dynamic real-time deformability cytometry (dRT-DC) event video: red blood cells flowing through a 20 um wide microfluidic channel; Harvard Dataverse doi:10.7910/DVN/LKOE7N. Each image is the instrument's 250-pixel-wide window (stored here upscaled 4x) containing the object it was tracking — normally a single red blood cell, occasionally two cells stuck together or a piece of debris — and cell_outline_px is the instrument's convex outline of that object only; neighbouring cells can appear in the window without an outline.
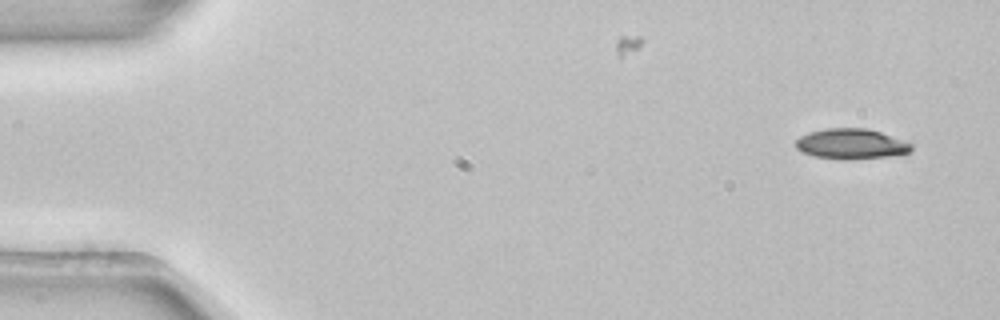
{"species": "common noctule bat (a hibernating species)", "species_latin": "Nyctalus noctula", "temperature_condition": "room temperature", "stored_images_in_passage": 4, "camera_frame_rate_fps": 3000, "um_per_image_px": 0.085, "animal": {"sex": "female", "body_mass_g": 22.7, "forearm_length_mm": 54.2}, "frame": {"image": 1, "passage_image": 1, "time_ms": 0.0, "image_size_px": [1000, 320], "cell_outline_px": [[912, 148], [908, 152], [896, 156], [852, 160], [840, 160], [812, 156], [796, 148], [796, 140], [800, 136], [808, 132], [824, 128], [868, 128], [904, 140], [912, 144]], "centroid_in_image_um": [72.35, 12.24], "position_along_channel_um": 12.6, "area_um2": 20.81}}
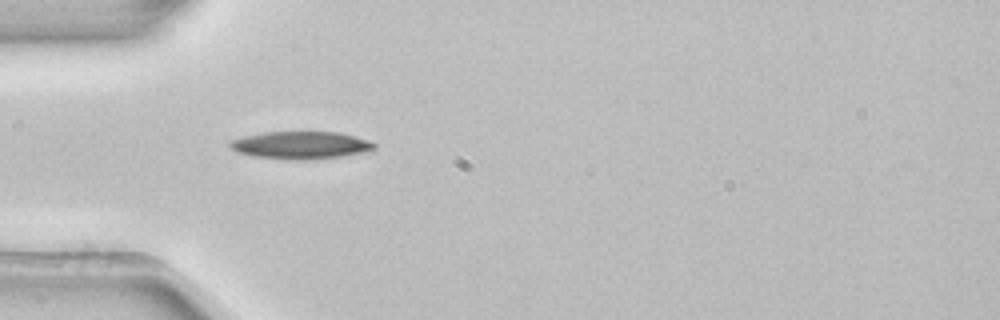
{"frame": {"image": 2, "passage_image": 4, "time_ms": 1.0, "image_size_px": [1000, 320], "cell_outline_px": [[376, 148], [368, 152], [312, 160], [288, 160], [252, 156], [236, 152], [228, 144], [232, 140], [244, 136], [264, 132], [340, 132], [376, 144]], "centroid_in_image_um": [25.54, 12.35], "position_along_channel_um": 59.5, "area_um2": 23.18}}